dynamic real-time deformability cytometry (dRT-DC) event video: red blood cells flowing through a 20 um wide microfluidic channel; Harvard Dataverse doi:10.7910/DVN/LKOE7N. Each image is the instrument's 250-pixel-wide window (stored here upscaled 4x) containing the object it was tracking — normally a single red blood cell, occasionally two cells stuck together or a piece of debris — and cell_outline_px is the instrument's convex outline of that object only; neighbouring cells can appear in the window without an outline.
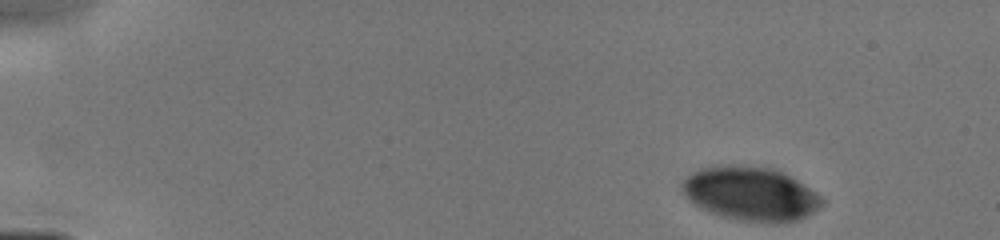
{"species": "human", "species_latin": "Homo sapiens", "temperature_condition": "cold", "stored_images_in_passage": 35, "camera_frame_rate_fps": 3000, "um_per_image_px": 0.085, "donor": {"sex": "male"}, "frame": {"image": 1, "passage_image": 1, "time_ms": 0.0, "image_size_px": [1000, 240], "cell_outline_px": [[824, 204], [808, 216], [796, 220], [772, 224], [736, 220], [720, 216], [696, 204], [684, 192], [680, 184], [692, 172], [700, 168], [712, 164], [772, 168], [796, 180], [816, 192], [824, 200]], "centroid_in_image_um": [63.82, 16.48], "position_along_channel_um": 21.2, "area_um2": 43.64}}
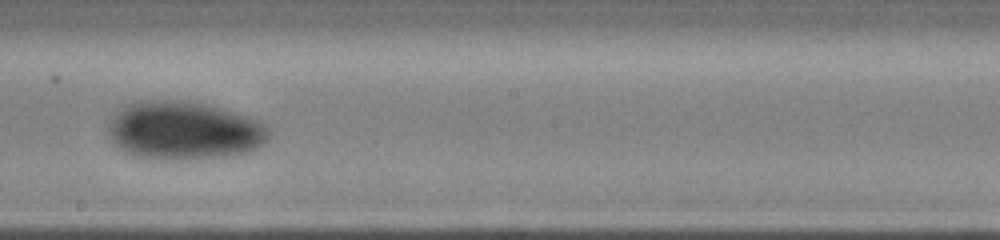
{"frame": {"image": 2, "passage_image": 21, "time_ms": 7.667, "image_size_px": [1000, 240], "cell_outline_px": [[272, 132], [264, 144], [256, 148], [244, 152], [220, 156], [168, 160], [136, 156], [120, 148], [112, 140], [108, 132], [108, 124], [112, 116], [124, 104], [136, 100], [176, 100], [204, 104], [220, 108], [248, 116], [260, 120]], "centroid_in_image_um": [15.62, 11.07], "position_along_channel_um": 232.6, "area_um2": 54.39}}
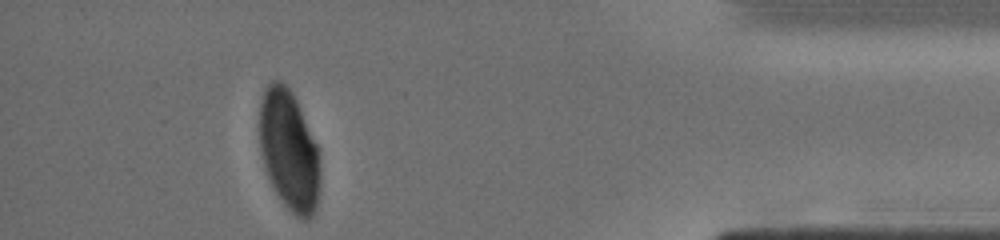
{"frame": {"image": 3, "passage_image": 34, "time_ms": 12.667, "image_size_px": [1000, 240], "cell_outline_px": [[320, 180], [316, 208], [312, 216], [308, 220], [300, 220], [280, 200], [272, 188], [264, 168], [260, 152], [260, 100], [264, 88], [272, 80], [280, 80], [292, 92], [296, 100], [316, 144], [320, 168]], "centroid_in_image_um": [24.55, 12.82], "position_along_channel_um": 410.7, "area_um2": 42.66}}